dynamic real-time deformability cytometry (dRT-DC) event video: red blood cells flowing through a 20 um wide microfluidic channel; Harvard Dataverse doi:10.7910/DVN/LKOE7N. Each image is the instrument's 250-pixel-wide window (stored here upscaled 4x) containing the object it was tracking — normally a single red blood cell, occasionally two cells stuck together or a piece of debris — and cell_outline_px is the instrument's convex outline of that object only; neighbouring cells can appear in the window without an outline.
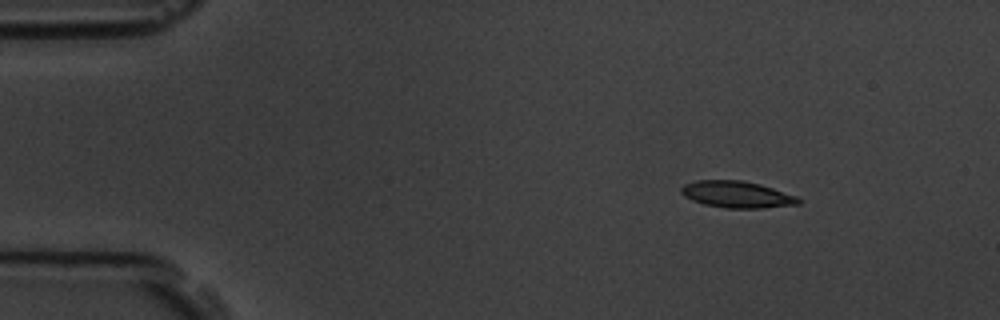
{"species": "common noctule bat (a hibernating species)", "species_latin": "Nyctalus noctula", "temperature_condition": "room temperature", "stored_images_in_passage": 5, "camera_frame_rate_fps": 3000, "um_per_image_px": 0.085, "animal": {"sex": "male", "body_mass_g": 19.5, "forearm_length_mm": 54.6}, "frame": {"image": 1, "passage_image": 3, "time_ms": 2.333, "image_size_px": [1000, 320], "cell_outline_px": [[800, 204], [764, 208], [724, 208], [704, 204], [692, 200], [684, 196], [680, 192], [680, 188], [684, 184], [696, 180], [740, 180], [760, 184], [796, 196], [800, 200]], "centroid_in_image_um": [62.6, 16.53], "position_along_channel_um": 22.4, "area_um2": 18.21}}